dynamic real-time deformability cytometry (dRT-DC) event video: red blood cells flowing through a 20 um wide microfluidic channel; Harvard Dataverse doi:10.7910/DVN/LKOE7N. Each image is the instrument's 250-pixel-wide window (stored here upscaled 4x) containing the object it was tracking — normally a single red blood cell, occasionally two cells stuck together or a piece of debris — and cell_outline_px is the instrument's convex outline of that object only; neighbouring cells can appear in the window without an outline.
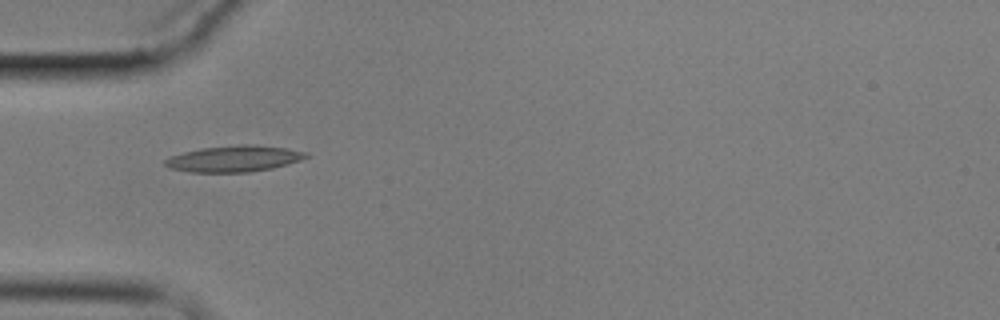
{"species": "common noctule bat (a hibernating species)", "species_latin": "Nyctalus noctula", "temperature_condition": "cold", "stored_images_in_passage": 3, "camera_frame_rate_fps": 3000, "um_per_image_px": 0.085, "animal": {"sex": "male", "body_mass_g": 17.9}, "frame": {"image": 1, "passage_image": 2, "time_ms": 1.333, "image_size_px": [1000, 320], "cell_outline_px": [[308, 156], [300, 160], [288, 164], [272, 168], [252, 172], [192, 172], [172, 168], [164, 164], [164, 160], [172, 156], [184, 152], [200, 148], [240, 144], [248, 144], [284, 148], [308, 152]], "centroid_in_image_um": [19.91, 13.49], "position_along_channel_um": 65.1, "area_um2": 21.33}}
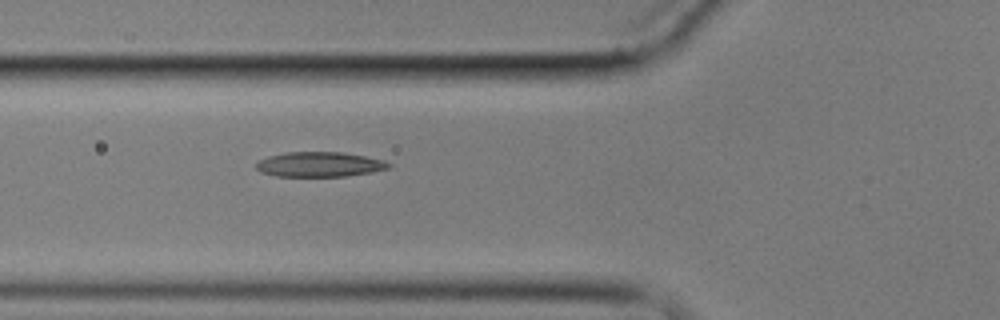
{"frame": {"image": 2, "passage_image": 3, "time_ms": 2.333, "image_size_px": [1000, 320], "cell_outline_px": [[392, 164], [388, 168], [372, 172], [348, 176], [276, 176], [260, 172], [256, 168], [256, 164], [260, 160], [268, 156], [288, 152], [344, 152], [384, 160]], "centroid_in_image_um": [27.17, 13.97], "position_along_channel_um": 98.6, "area_um2": 19.19}}